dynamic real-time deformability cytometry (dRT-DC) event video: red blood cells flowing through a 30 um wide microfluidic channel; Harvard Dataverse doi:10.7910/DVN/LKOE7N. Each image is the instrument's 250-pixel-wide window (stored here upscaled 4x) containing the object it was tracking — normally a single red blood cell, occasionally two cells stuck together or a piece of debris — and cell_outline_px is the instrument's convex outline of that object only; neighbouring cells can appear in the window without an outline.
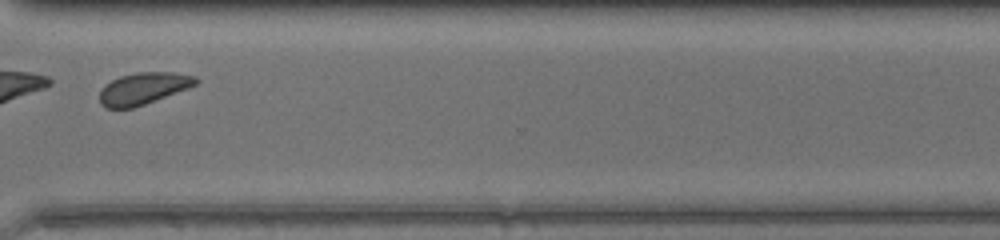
{"species": "common noctule bat (a hibernating species)", "species_latin": "Nyctalus noctula", "temperature_condition": "warm", "stored_images_in_passage": 35, "segment_of_instrument_passage": [2, 2], "camera_frame_rate_fps": 3000, "um_per_image_px": 0.085, "animal": {"sex": "female", "body_mass_g": 17.0, "forearm_length_mm": 48.0}, "frame": {"image": 1, "passage_image": 25, "time_ms": 8.0, "image_size_px": [1000, 240], "cell_outline_px": [[200, 80], [196, 84], [188, 88], [144, 104], [132, 108], [108, 108], [100, 104], [100, 92], [104, 84], [120, 76], [136, 72], [172, 72], [196, 76]], "centroid_in_image_um": [12.18, 7.5], "position_along_channel_um": 358.4, "area_um2": 17.74}}